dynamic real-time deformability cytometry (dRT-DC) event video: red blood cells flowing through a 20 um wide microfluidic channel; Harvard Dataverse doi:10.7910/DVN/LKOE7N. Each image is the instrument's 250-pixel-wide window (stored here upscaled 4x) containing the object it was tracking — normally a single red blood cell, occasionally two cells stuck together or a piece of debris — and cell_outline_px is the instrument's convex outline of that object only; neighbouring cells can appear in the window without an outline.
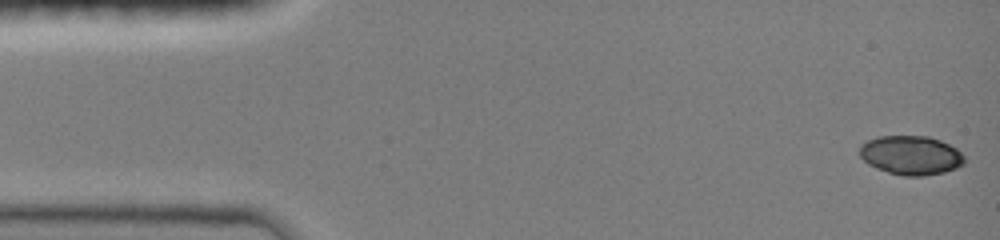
{"species": "common noctule bat (a hibernating species)", "species_latin": "Nyctalus noctula", "temperature_condition": "room temperature", "stored_images_in_passage": 21, "camera_frame_rate_fps": 3000, "um_per_image_px": 0.085, "animal": {"sex": "female", "body_mass_g": 19.0, "forearm_length_mm": 51.5}, "frame": {"image": 1, "passage_image": 1, "time_ms": 0.0, "image_size_px": [1000, 240], "cell_outline_px": [[964, 164], [956, 168], [944, 172], [924, 176], [904, 176], [888, 172], [876, 168], [868, 164], [860, 156], [860, 144], [868, 140], [880, 136], [928, 136], [940, 140], [956, 148], [964, 156]], "centroid_in_image_um": [77.42, 13.2], "position_along_channel_um": 7.6, "area_um2": 23.87}}
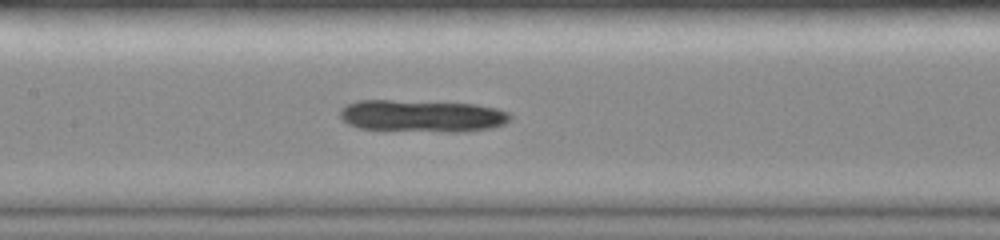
{"frame": {"image": 2, "passage_image": 11, "time_ms": 3.333, "image_size_px": [1000, 240], "cell_outline_px": [[512, 120], [504, 124], [492, 128], [460, 132], [384, 132], [360, 128], [348, 124], [340, 116], [340, 108], [344, 104], [356, 100], [392, 100], [476, 104], [496, 108], [508, 112], [512, 116]], "centroid_in_image_um": [35.83, 9.88], "position_along_channel_um": 171.6, "area_um2": 32.95}}
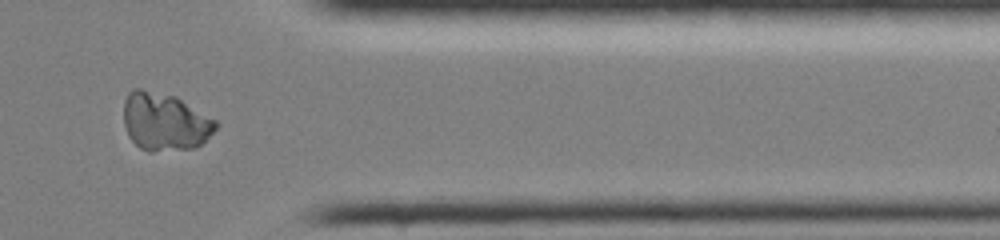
{"frame": {"image": 3, "passage_image": 19, "time_ms": 6.0, "image_size_px": [1000, 240], "cell_outline_px": [[220, 124], [196, 148], [152, 152], [148, 152], [140, 148], [128, 136], [124, 124], [124, 100], [128, 92], [132, 88], [140, 88], [176, 96], [216, 120]], "centroid_in_image_um": [13.99, 10.34], "position_along_channel_um": 397.4, "area_um2": 31.27}}